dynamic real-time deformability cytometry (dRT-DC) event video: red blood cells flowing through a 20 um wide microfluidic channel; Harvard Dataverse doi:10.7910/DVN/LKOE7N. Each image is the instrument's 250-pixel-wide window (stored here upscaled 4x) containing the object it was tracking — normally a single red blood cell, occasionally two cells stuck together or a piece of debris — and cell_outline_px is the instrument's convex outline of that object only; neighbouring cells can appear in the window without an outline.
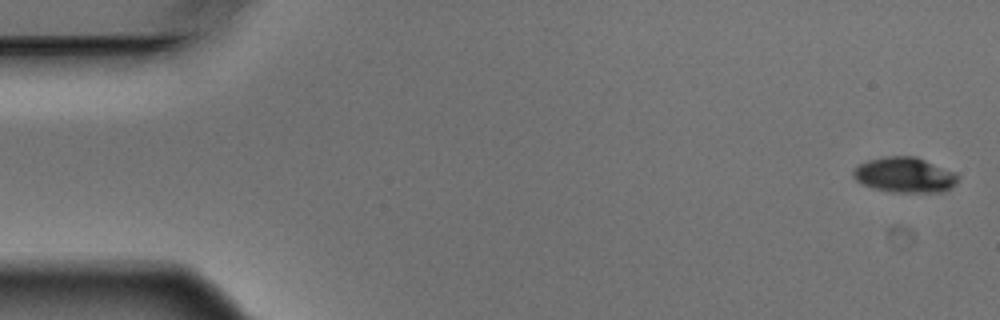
{"species": "Egyptian fruit bat (a non-hibernating species)", "species_latin": "Rousettus aegyptiacus", "temperature_condition": "warm", "stored_images_in_passage": 5, "camera_frame_rate_fps": 3000, "um_per_image_px": 0.085, "animal": {"sex": "male"}, "frame": {"image": 1, "passage_image": 1, "time_ms": 0.0, "image_size_px": [1000, 320], "cell_outline_px": [[960, 176], [956, 184], [952, 188], [944, 192], [892, 192], [872, 188], [856, 180], [852, 176], [852, 172], [860, 164], [868, 160], [888, 156], [916, 156], [956, 172]], "centroid_in_image_um": [76.95, 14.87], "position_along_channel_um": 8.1, "area_um2": 21.68}}
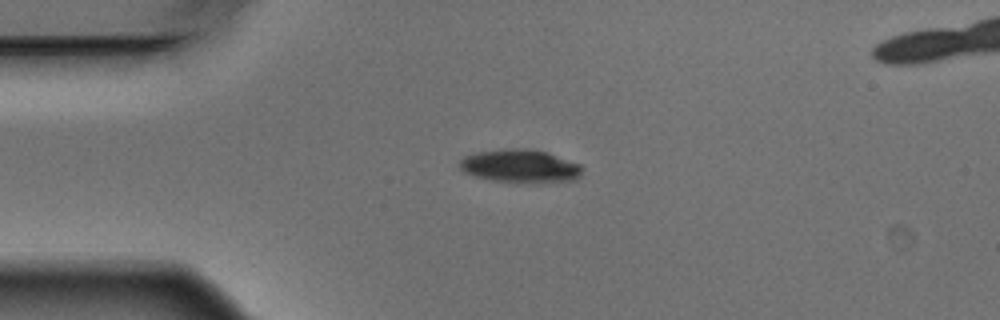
{"frame": {"image": 2, "passage_image": 3, "time_ms": 0.667, "image_size_px": [1000, 320], "cell_outline_px": [[584, 168], [580, 176], [576, 180], [492, 180], [476, 176], [464, 172], [460, 168], [460, 160], [464, 156], [476, 152], [512, 148], [524, 148], [548, 152], [580, 164]], "centroid_in_image_um": [44.21, 14.06], "position_along_channel_um": 40.8, "area_um2": 22.83}}